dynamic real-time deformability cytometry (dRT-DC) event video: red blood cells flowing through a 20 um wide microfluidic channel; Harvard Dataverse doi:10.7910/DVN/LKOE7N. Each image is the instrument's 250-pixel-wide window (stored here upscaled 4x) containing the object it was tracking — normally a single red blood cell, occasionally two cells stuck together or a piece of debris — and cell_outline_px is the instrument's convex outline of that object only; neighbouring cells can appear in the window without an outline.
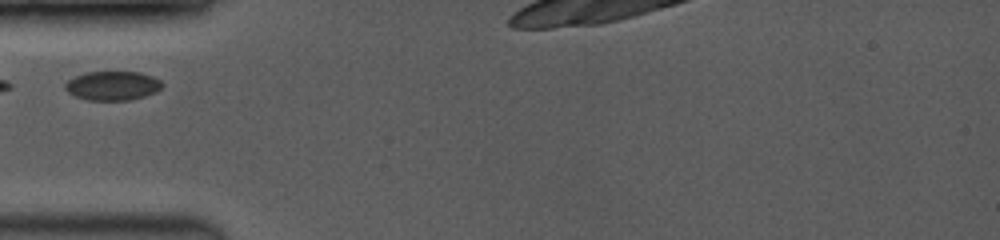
{"species": "common noctule bat (a hibernating species)", "species_latin": "Nyctalus noctula", "temperature_condition": "room temperature", "stored_images_in_passage": 18, "camera_frame_rate_fps": 3500, "um_per_image_px": 0.085, "animal": {"sex": "female", "body_mass_g": 19.0, "forearm_length_mm": 53.3}, "frame": {"image": 1, "passage_image": 1, "time_ms": 0.0, "image_size_px": [1000, 240], "cell_outline_px": [[164, 84], [156, 92], [144, 96], [128, 100], [88, 100], [76, 96], [68, 92], [64, 88], [64, 84], [68, 80], [84, 72], [140, 72], [152, 76], [160, 80]], "centroid_in_image_um": [9.56, 7.28], "position_along_channel_um": 75.4, "area_um2": 16.42}}
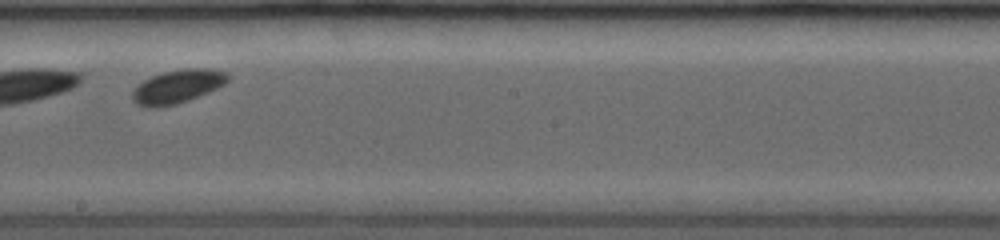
{"frame": {"image": 2, "passage_image": 16, "time_ms": 4.0, "image_size_px": [1000, 240], "cell_outline_px": [[228, 80], [224, 84], [208, 92], [188, 100], [176, 104], [156, 108], [152, 108], [136, 104], [132, 100], [132, 92], [144, 80], [152, 76], [164, 72], [184, 68], [208, 68], [228, 72]], "centroid_in_image_um": [15.09, 7.35], "position_along_channel_um": 233.1, "area_um2": 18.5}}